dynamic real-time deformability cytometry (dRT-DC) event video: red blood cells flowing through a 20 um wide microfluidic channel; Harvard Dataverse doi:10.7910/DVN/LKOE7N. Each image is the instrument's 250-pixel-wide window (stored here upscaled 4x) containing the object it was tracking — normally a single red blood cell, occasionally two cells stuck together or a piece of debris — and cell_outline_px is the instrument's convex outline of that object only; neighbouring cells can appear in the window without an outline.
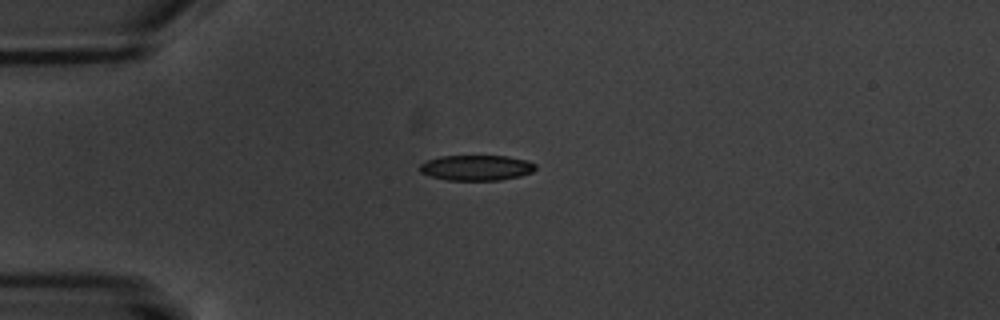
{"species": "common noctule bat (a hibernating species)", "species_latin": "Nyctalus noctula", "temperature_condition": "warm", "stored_images_in_passage": 8, "camera_frame_rate_fps": 3000, "um_per_image_px": 0.085, "animal": {"sex": "male", "body_mass_g": 20.1, "forearm_length_mm": 53.5}, "frame": {"image": 1, "passage_image": 4, "time_ms": 3.667, "image_size_px": [1000, 320], "cell_outline_px": [[536, 168], [532, 172], [520, 176], [500, 180], [448, 180], [432, 176], [420, 172], [420, 164], [424, 160], [440, 156], [508, 156], [528, 160], [536, 164]], "centroid_in_image_um": [40.5, 14.25], "position_along_channel_um": 44.5, "area_um2": 17.22}}